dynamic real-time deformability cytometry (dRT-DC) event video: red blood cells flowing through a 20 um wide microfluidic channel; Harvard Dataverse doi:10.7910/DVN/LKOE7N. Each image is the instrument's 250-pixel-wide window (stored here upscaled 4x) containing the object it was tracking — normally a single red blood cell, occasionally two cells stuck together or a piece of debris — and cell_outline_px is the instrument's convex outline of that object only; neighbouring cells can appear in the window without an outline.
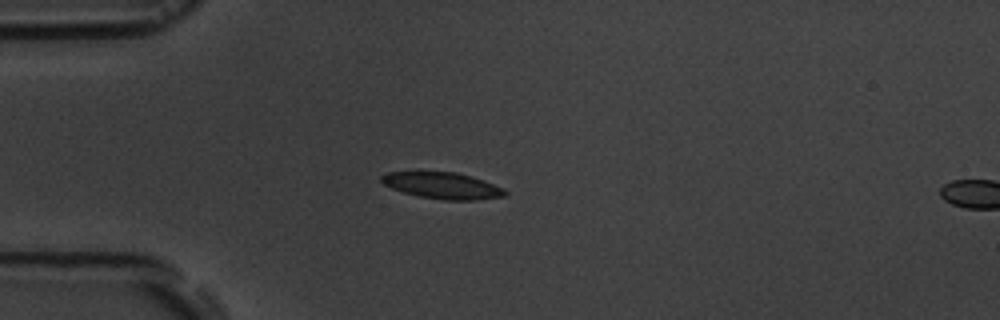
{"species": "common noctule bat (a hibernating species)", "species_latin": "Nyctalus noctula", "temperature_condition": "room temperature", "stored_images_in_passage": 6, "segment_of_instrument_passage": [1, 2], "camera_frame_rate_fps": 3000, "um_per_image_px": 0.085, "animal": {"sex": "male", "body_mass_g": 19.5, "forearm_length_mm": 54.6}, "frame": {"image": 1, "passage_image": 5, "time_ms": 4.333, "image_size_px": [1000, 320], "cell_outline_px": [[508, 192], [504, 196], [476, 200], [444, 200], [420, 196], [404, 192], [392, 188], [384, 184], [380, 180], [380, 176], [388, 172], [456, 172], [472, 176], [484, 180], [504, 188]], "centroid_in_image_um": [37.64, 15.77], "position_along_channel_um": 47.4, "area_um2": 18.96}}